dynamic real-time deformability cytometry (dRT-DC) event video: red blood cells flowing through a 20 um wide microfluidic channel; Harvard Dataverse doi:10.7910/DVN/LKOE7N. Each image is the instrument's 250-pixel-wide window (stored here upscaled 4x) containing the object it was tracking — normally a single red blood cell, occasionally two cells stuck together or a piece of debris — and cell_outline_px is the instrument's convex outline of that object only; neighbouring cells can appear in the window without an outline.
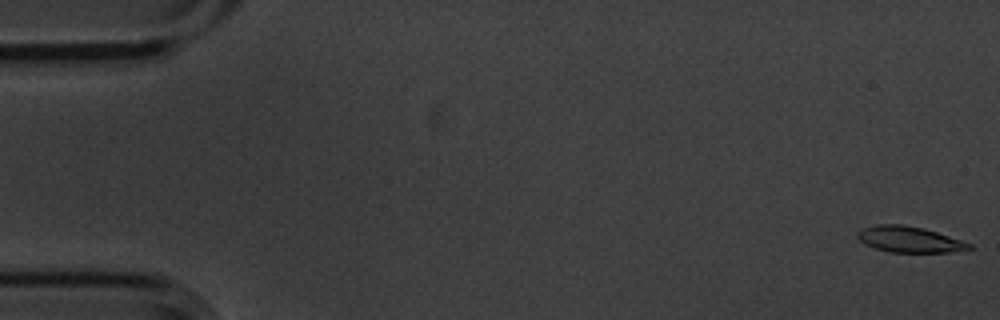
{"species": "common noctule bat (a hibernating species)", "species_latin": "Nyctalus noctula", "temperature_condition": "cold", "stored_images_in_passage": 6, "camera_frame_rate_fps": 3000, "um_per_image_px": 0.085, "animal": {"sex": "male", "body_mass_g": 20.1, "forearm_length_mm": 53.5}, "frame": {"image": 1, "passage_image": 1, "time_ms": 0.0, "image_size_px": [1000, 320], "cell_outline_px": [[972, 248], [948, 252], [888, 252], [864, 244], [856, 236], [856, 232], [860, 228], [876, 224], [904, 224], [924, 228], [972, 244]], "centroid_in_image_um": [77.22, 20.33], "position_along_channel_um": 7.8, "area_um2": 16.88}}